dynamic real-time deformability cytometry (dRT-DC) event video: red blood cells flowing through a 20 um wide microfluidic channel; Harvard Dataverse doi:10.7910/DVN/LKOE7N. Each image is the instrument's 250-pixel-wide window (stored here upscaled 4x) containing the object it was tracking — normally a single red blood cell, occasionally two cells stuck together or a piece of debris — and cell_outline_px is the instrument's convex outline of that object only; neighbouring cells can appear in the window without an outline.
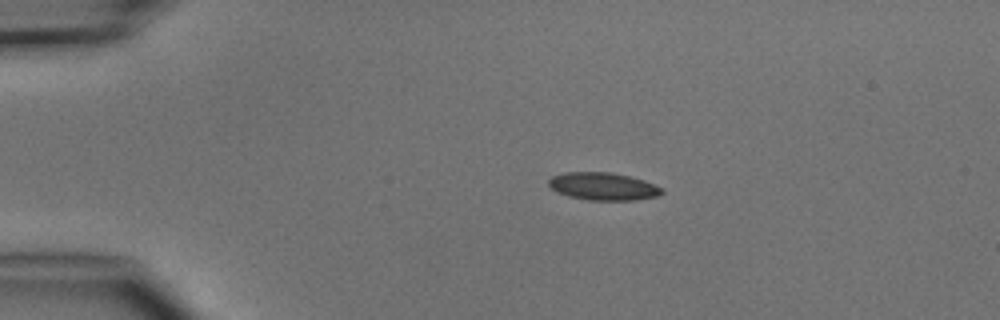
{"species": "common noctule bat (a hibernating species)", "species_latin": "Nyctalus noctula", "temperature_condition": "cold", "stored_images_in_passage": 3, "camera_frame_rate_fps": 3000, "um_per_image_px": 0.085, "animal": {"sex": "male", "body_mass_g": 15.6}, "frame": {"image": 1, "passage_image": 2, "time_ms": 1.333, "image_size_px": [1000, 320], "cell_outline_px": [[664, 192], [656, 196], [636, 200], [588, 200], [568, 196], [556, 192], [548, 184], [548, 180], [552, 176], [564, 172], [608, 172], [628, 176], [644, 180], [664, 188]], "centroid_in_image_um": [51.26, 15.84], "position_along_channel_um": 33.7, "area_um2": 18.26}}